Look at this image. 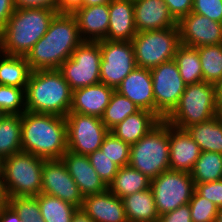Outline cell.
Returning <instances> with one entry per match:
<instances>
[{"label":"cell","instance_id":"e0dca14e","mask_svg":"<svg viewBox=\"0 0 222 222\" xmlns=\"http://www.w3.org/2000/svg\"><path fill=\"white\" fill-rule=\"evenodd\" d=\"M169 165L172 171L190 173L201 154L198 144L186 130L169 124Z\"/></svg>","mask_w":222,"mask_h":222},{"label":"cell","instance_id":"ab89813d","mask_svg":"<svg viewBox=\"0 0 222 222\" xmlns=\"http://www.w3.org/2000/svg\"><path fill=\"white\" fill-rule=\"evenodd\" d=\"M192 12L222 23V0H193Z\"/></svg>","mask_w":222,"mask_h":222},{"label":"cell","instance_id":"9c48e42d","mask_svg":"<svg viewBox=\"0 0 222 222\" xmlns=\"http://www.w3.org/2000/svg\"><path fill=\"white\" fill-rule=\"evenodd\" d=\"M101 59L99 41H83L58 70L74 91L100 83Z\"/></svg>","mask_w":222,"mask_h":222},{"label":"cell","instance_id":"ffe728a7","mask_svg":"<svg viewBox=\"0 0 222 222\" xmlns=\"http://www.w3.org/2000/svg\"><path fill=\"white\" fill-rule=\"evenodd\" d=\"M137 32L160 30L177 26L163 0H133Z\"/></svg>","mask_w":222,"mask_h":222},{"label":"cell","instance_id":"cb8c5ba5","mask_svg":"<svg viewBox=\"0 0 222 222\" xmlns=\"http://www.w3.org/2000/svg\"><path fill=\"white\" fill-rule=\"evenodd\" d=\"M160 121L161 119L154 112L140 109L135 114L127 116L109 132H111L115 137L132 145L137 143Z\"/></svg>","mask_w":222,"mask_h":222},{"label":"cell","instance_id":"8992f818","mask_svg":"<svg viewBox=\"0 0 222 222\" xmlns=\"http://www.w3.org/2000/svg\"><path fill=\"white\" fill-rule=\"evenodd\" d=\"M169 157V123L163 119L131 145L128 165L152 180L170 170Z\"/></svg>","mask_w":222,"mask_h":222},{"label":"cell","instance_id":"f5cc1de1","mask_svg":"<svg viewBox=\"0 0 222 222\" xmlns=\"http://www.w3.org/2000/svg\"><path fill=\"white\" fill-rule=\"evenodd\" d=\"M5 201V198L3 196V193H2V189H1V181H0V205Z\"/></svg>","mask_w":222,"mask_h":222},{"label":"cell","instance_id":"7c38bea8","mask_svg":"<svg viewBox=\"0 0 222 222\" xmlns=\"http://www.w3.org/2000/svg\"><path fill=\"white\" fill-rule=\"evenodd\" d=\"M68 150L79 155H89L100 149L109 133L100 117L69 112L66 117Z\"/></svg>","mask_w":222,"mask_h":222},{"label":"cell","instance_id":"f907efd6","mask_svg":"<svg viewBox=\"0 0 222 222\" xmlns=\"http://www.w3.org/2000/svg\"><path fill=\"white\" fill-rule=\"evenodd\" d=\"M216 103L217 105H222V81L218 82L216 85Z\"/></svg>","mask_w":222,"mask_h":222},{"label":"cell","instance_id":"7bdbcfd3","mask_svg":"<svg viewBox=\"0 0 222 222\" xmlns=\"http://www.w3.org/2000/svg\"><path fill=\"white\" fill-rule=\"evenodd\" d=\"M159 222H192L189 204L159 216Z\"/></svg>","mask_w":222,"mask_h":222},{"label":"cell","instance_id":"b9f144b4","mask_svg":"<svg viewBox=\"0 0 222 222\" xmlns=\"http://www.w3.org/2000/svg\"><path fill=\"white\" fill-rule=\"evenodd\" d=\"M170 14L178 22L182 17L192 12L193 0H163Z\"/></svg>","mask_w":222,"mask_h":222},{"label":"cell","instance_id":"603a6c76","mask_svg":"<svg viewBox=\"0 0 222 222\" xmlns=\"http://www.w3.org/2000/svg\"><path fill=\"white\" fill-rule=\"evenodd\" d=\"M136 34L133 0H112L106 40L132 41Z\"/></svg>","mask_w":222,"mask_h":222},{"label":"cell","instance_id":"11a10c76","mask_svg":"<svg viewBox=\"0 0 222 222\" xmlns=\"http://www.w3.org/2000/svg\"><path fill=\"white\" fill-rule=\"evenodd\" d=\"M2 167H3V159L0 157V180L2 177Z\"/></svg>","mask_w":222,"mask_h":222},{"label":"cell","instance_id":"d6986e66","mask_svg":"<svg viewBox=\"0 0 222 222\" xmlns=\"http://www.w3.org/2000/svg\"><path fill=\"white\" fill-rule=\"evenodd\" d=\"M81 209L94 222H128L122 199L109 189L85 196Z\"/></svg>","mask_w":222,"mask_h":222},{"label":"cell","instance_id":"816d5d0a","mask_svg":"<svg viewBox=\"0 0 222 222\" xmlns=\"http://www.w3.org/2000/svg\"><path fill=\"white\" fill-rule=\"evenodd\" d=\"M215 222H222V208L219 209Z\"/></svg>","mask_w":222,"mask_h":222},{"label":"cell","instance_id":"5bb4252c","mask_svg":"<svg viewBox=\"0 0 222 222\" xmlns=\"http://www.w3.org/2000/svg\"><path fill=\"white\" fill-rule=\"evenodd\" d=\"M41 193L57 197L81 208L83 195L61 159L44 160Z\"/></svg>","mask_w":222,"mask_h":222},{"label":"cell","instance_id":"681fc988","mask_svg":"<svg viewBox=\"0 0 222 222\" xmlns=\"http://www.w3.org/2000/svg\"><path fill=\"white\" fill-rule=\"evenodd\" d=\"M112 0H82V7L109 4Z\"/></svg>","mask_w":222,"mask_h":222},{"label":"cell","instance_id":"8fae6325","mask_svg":"<svg viewBox=\"0 0 222 222\" xmlns=\"http://www.w3.org/2000/svg\"><path fill=\"white\" fill-rule=\"evenodd\" d=\"M150 72L155 99V114L163 120L178 105L187 85L180 76L174 59L155 66Z\"/></svg>","mask_w":222,"mask_h":222},{"label":"cell","instance_id":"ac0fdd59","mask_svg":"<svg viewBox=\"0 0 222 222\" xmlns=\"http://www.w3.org/2000/svg\"><path fill=\"white\" fill-rule=\"evenodd\" d=\"M115 90L130 99L140 109L155 113V99L150 69L136 67L122 80Z\"/></svg>","mask_w":222,"mask_h":222},{"label":"cell","instance_id":"2e32d148","mask_svg":"<svg viewBox=\"0 0 222 222\" xmlns=\"http://www.w3.org/2000/svg\"><path fill=\"white\" fill-rule=\"evenodd\" d=\"M61 160L78 185L83 197L104 192L108 186L92 167L88 155H79L67 150Z\"/></svg>","mask_w":222,"mask_h":222},{"label":"cell","instance_id":"d4e9b609","mask_svg":"<svg viewBox=\"0 0 222 222\" xmlns=\"http://www.w3.org/2000/svg\"><path fill=\"white\" fill-rule=\"evenodd\" d=\"M128 222H159L151 188L122 198Z\"/></svg>","mask_w":222,"mask_h":222},{"label":"cell","instance_id":"74e56055","mask_svg":"<svg viewBox=\"0 0 222 222\" xmlns=\"http://www.w3.org/2000/svg\"><path fill=\"white\" fill-rule=\"evenodd\" d=\"M192 222H215L219 208L194 191L189 201Z\"/></svg>","mask_w":222,"mask_h":222},{"label":"cell","instance_id":"c3c4849f","mask_svg":"<svg viewBox=\"0 0 222 222\" xmlns=\"http://www.w3.org/2000/svg\"><path fill=\"white\" fill-rule=\"evenodd\" d=\"M71 222H94L81 208L73 214Z\"/></svg>","mask_w":222,"mask_h":222},{"label":"cell","instance_id":"30bf717a","mask_svg":"<svg viewBox=\"0 0 222 222\" xmlns=\"http://www.w3.org/2000/svg\"><path fill=\"white\" fill-rule=\"evenodd\" d=\"M150 188L159 216L188 204L195 191L188 172L167 170L151 180Z\"/></svg>","mask_w":222,"mask_h":222},{"label":"cell","instance_id":"7dc6e473","mask_svg":"<svg viewBox=\"0 0 222 222\" xmlns=\"http://www.w3.org/2000/svg\"><path fill=\"white\" fill-rule=\"evenodd\" d=\"M82 7V0H58V13L72 14Z\"/></svg>","mask_w":222,"mask_h":222},{"label":"cell","instance_id":"836d02e7","mask_svg":"<svg viewBox=\"0 0 222 222\" xmlns=\"http://www.w3.org/2000/svg\"><path fill=\"white\" fill-rule=\"evenodd\" d=\"M139 110L140 108L136 104L115 90L101 120L110 131L127 116L133 115Z\"/></svg>","mask_w":222,"mask_h":222},{"label":"cell","instance_id":"4fadbf2b","mask_svg":"<svg viewBox=\"0 0 222 222\" xmlns=\"http://www.w3.org/2000/svg\"><path fill=\"white\" fill-rule=\"evenodd\" d=\"M100 83L116 89L137 65L132 41L100 40Z\"/></svg>","mask_w":222,"mask_h":222},{"label":"cell","instance_id":"3957f363","mask_svg":"<svg viewBox=\"0 0 222 222\" xmlns=\"http://www.w3.org/2000/svg\"><path fill=\"white\" fill-rule=\"evenodd\" d=\"M72 90L58 69L31 71L25 88L26 111L66 117Z\"/></svg>","mask_w":222,"mask_h":222},{"label":"cell","instance_id":"d6a6232c","mask_svg":"<svg viewBox=\"0 0 222 222\" xmlns=\"http://www.w3.org/2000/svg\"><path fill=\"white\" fill-rule=\"evenodd\" d=\"M203 81L216 85L222 81V43L197 48Z\"/></svg>","mask_w":222,"mask_h":222},{"label":"cell","instance_id":"7a4b0ae2","mask_svg":"<svg viewBox=\"0 0 222 222\" xmlns=\"http://www.w3.org/2000/svg\"><path fill=\"white\" fill-rule=\"evenodd\" d=\"M21 148L45 160L61 159L68 150L65 117L25 111L21 115Z\"/></svg>","mask_w":222,"mask_h":222},{"label":"cell","instance_id":"7402d4cb","mask_svg":"<svg viewBox=\"0 0 222 222\" xmlns=\"http://www.w3.org/2000/svg\"><path fill=\"white\" fill-rule=\"evenodd\" d=\"M72 15L76 19L83 41L106 39L109 26V4L81 7Z\"/></svg>","mask_w":222,"mask_h":222},{"label":"cell","instance_id":"4dcf8cb0","mask_svg":"<svg viewBox=\"0 0 222 222\" xmlns=\"http://www.w3.org/2000/svg\"><path fill=\"white\" fill-rule=\"evenodd\" d=\"M190 175L195 185L222 180V154L201 152Z\"/></svg>","mask_w":222,"mask_h":222},{"label":"cell","instance_id":"4316f807","mask_svg":"<svg viewBox=\"0 0 222 222\" xmlns=\"http://www.w3.org/2000/svg\"><path fill=\"white\" fill-rule=\"evenodd\" d=\"M31 69L25 56L0 52V85L26 88Z\"/></svg>","mask_w":222,"mask_h":222},{"label":"cell","instance_id":"484cf974","mask_svg":"<svg viewBox=\"0 0 222 222\" xmlns=\"http://www.w3.org/2000/svg\"><path fill=\"white\" fill-rule=\"evenodd\" d=\"M185 130L198 144L201 152L222 154V121L218 115L208 121L191 125Z\"/></svg>","mask_w":222,"mask_h":222},{"label":"cell","instance_id":"f546056e","mask_svg":"<svg viewBox=\"0 0 222 222\" xmlns=\"http://www.w3.org/2000/svg\"><path fill=\"white\" fill-rule=\"evenodd\" d=\"M180 76L188 84L203 81L200 57L197 48L180 44L174 55Z\"/></svg>","mask_w":222,"mask_h":222},{"label":"cell","instance_id":"f1b7e54d","mask_svg":"<svg viewBox=\"0 0 222 222\" xmlns=\"http://www.w3.org/2000/svg\"><path fill=\"white\" fill-rule=\"evenodd\" d=\"M21 151V115L6 114L0 120V157L4 159Z\"/></svg>","mask_w":222,"mask_h":222},{"label":"cell","instance_id":"277c9868","mask_svg":"<svg viewBox=\"0 0 222 222\" xmlns=\"http://www.w3.org/2000/svg\"><path fill=\"white\" fill-rule=\"evenodd\" d=\"M56 14L52 9H15L0 31V52L26 57Z\"/></svg>","mask_w":222,"mask_h":222},{"label":"cell","instance_id":"f6af8a7d","mask_svg":"<svg viewBox=\"0 0 222 222\" xmlns=\"http://www.w3.org/2000/svg\"><path fill=\"white\" fill-rule=\"evenodd\" d=\"M14 10V0H0V31L6 26Z\"/></svg>","mask_w":222,"mask_h":222},{"label":"cell","instance_id":"f35d334b","mask_svg":"<svg viewBox=\"0 0 222 222\" xmlns=\"http://www.w3.org/2000/svg\"><path fill=\"white\" fill-rule=\"evenodd\" d=\"M88 157L98 176L109 186L120 167L111 161L100 149L90 153Z\"/></svg>","mask_w":222,"mask_h":222},{"label":"cell","instance_id":"52a82bcc","mask_svg":"<svg viewBox=\"0 0 222 222\" xmlns=\"http://www.w3.org/2000/svg\"><path fill=\"white\" fill-rule=\"evenodd\" d=\"M216 115H218L216 87L214 84L202 81L186 86L178 105L165 120L170 125L185 130Z\"/></svg>","mask_w":222,"mask_h":222},{"label":"cell","instance_id":"bcb514c9","mask_svg":"<svg viewBox=\"0 0 222 222\" xmlns=\"http://www.w3.org/2000/svg\"><path fill=\"white\" fill-rule=\"evenodd\" d=\"M0 222H25L16 211L4 201L0 205Z\"/></svg>","mask_w":222,"mask_h":222},{"label":"cell","instance_id":"db71d44e","mask_svg":"<svg viewBox=\"0 0 222 222\" xmlns=\"http://www.w3.org/2000/svg\"><path fill=\"white\" fill-rule=\"evenodd\" d=\"M217 107H218V116L220 117L222 121V105H217Z\"/></svg>","mask_w":222,"mask_h":222},{"label":"cell","instance_id":"1f68e13d","mask_svg":"<svg viewBox=\"0 0 222 222\" xmlns=\"http://www.w3.org/2000/svg\"><path fill=\"white\" fill-rule=\"evenodd\" d=\"M38 200L40 213L45 222H71L78 207L57 197L40 193Z\"/></svg>","mask_w":222,"mask_h":222},{"label":"cell","instance_id":"9a60e30c","mask_svg":"<svg viewBox=\"0 0 222 222\" xmlns=\"http://www.w3.org/2000/svg\"><path fill=\"white\" fill-rule=\"evenodd\" d=\"M180 44L201 47L222 43V23L206 16L190 12L178 22Z\"/></svg>","mask_w":222,"mask_h":222},{"label":"cell","instance_id":"83f0119b","mask_svg":"<svg viewBox=\"0 0 222 222\" xmlns=\"http://www.w3.org/2000/svg\"><path fill=\"white\" fill-rule=\"evenodd\" d=\"M151 179L146 175L130 167H120L108 189L117 197L123 198L138 191L150 188Z\"/></svg>","mask_w":222,"mask_h":222},{"label":"cell","instance_id":"44dd1931","mask_svg":"<svg viewBox=\"0 0 222 222\" xmlns=\"http://www.w3.org/2000/svg\"><path fill=\"white\" fill-rule=\"evenodd\" d=\"M115 89L103 83L72 91L70 112L102 117Z\"/></svg>","mask_w":222,"mask_h":222},{"label":"cell","instance_id":"ee69618b","mask_svg":"<svg viewBox=\"0 0 222 222\" xmlns=\"http://www.w3.org/2000/svg\"><path fill=\"white\" fill-rule=\"evenodd\" d=\"M15 9H52L58 13V0H14Z\"/></svg>","mask_w":222,"mask_h":222},{"label":"cell","instance_id":"60d3db41","mask_svg":"<svg viewBox=\"0 0 222 222\" xmlns=\"http://www.w3.org/2000/svg\"><path fill=\"white\" fill-rule=\"evenodd\" d=\"M195 191L212 201L219 209L222 208V180L196 184Z\"/></svg>","mask_w":222,"mask_h":222},{"label":"cell","instance_id":"5b68a950","mask_svg":"<svg viewBox=\"0 0 222 222\" xmlns=\"http://www.w3.org/2000/svg\"><path fill=\"white\" fill-rule=\"evenodd\" d=\"M44 160L23 151L4 158L0 180L4 198L38 196L42 190Z\"/></svg>","mask_w":222,"mask_h":222},{"label":"cell","instance_id":"8d00e7d4","mask_svg":"<svg viewBox=\"0 0 222 222\" xmlns=\"http://www.w3.org/2000/svg\"><path fill=\"white\" fill-rule=\"evenodd\" d=\"M5 201L25 222H45L35 196H15L6 198Z\"/></svg>","mask_w":222,"mask_h":222},{"label":"cell","instance_id":"ba28073f","mask_svg":"<svg viewBox=\"0 0 222 222\" xmlns=\"http://www.w3.org/2000/svg\"><path fill=\"white\" fill-rule=\"evenodd\" d=\"M137 67L153 69L174 59L180 45L178 26L160 30L137 32L132 39Z\"/></svg>","mask_w":222,"mask_h":222},{"label":"cell","instance_id":"9f6ffc18","mask_svg":"<svg viewBox=\"0 0 222 222\" xmlns=\"http://www.w3.org/2000/svg\"><path fill=\"white\" fill-rule=\"evenodd\" d=\"M6 114L0 109V120L5 116Z\"/></svg>","mask_w":222,"mask_h":222},{"label":"cell","instance_id":"e575fe53","mask_svg":"<svg viewBox=\"0 0 222 222\" xmlns=\"http://www.w3.org/2000/svg\"><path fill=\"white\" fill-rule=\"evenodd\" d=\"M131 145L109 132L103 139L100 150L119 167L127 166Z\"/></svg>","mask_w":222,"mask_h":222},{"label":"cell","instance_id":"d590c367","mask_svg":"<svg viewBox=\"0 0 222 222\" xmlns=\"http://www.w3.org/2000/svg\"><path fill=\"white\" fill-rule=\"evenodd\" d=\"M0 109L5 114L22 115L26 111L25 88L0 85Z\"/></svg>","mask_w":222,"mask_h":222},{"label":"cell","instance_id":"6da1fadb","mask_svg":"<svg viewBox=\"0 0 222 222\" xmlns=\"http://www.w3.org/2000/svg\"><path fill=\"white\" fill-rule=\"evenodd\" d=\"M82 42L75 17L57 13L46 34L26 55L31 71L59 69Z\"/></svg>","mask_w":222,"mask_h":222}]
</instances>
